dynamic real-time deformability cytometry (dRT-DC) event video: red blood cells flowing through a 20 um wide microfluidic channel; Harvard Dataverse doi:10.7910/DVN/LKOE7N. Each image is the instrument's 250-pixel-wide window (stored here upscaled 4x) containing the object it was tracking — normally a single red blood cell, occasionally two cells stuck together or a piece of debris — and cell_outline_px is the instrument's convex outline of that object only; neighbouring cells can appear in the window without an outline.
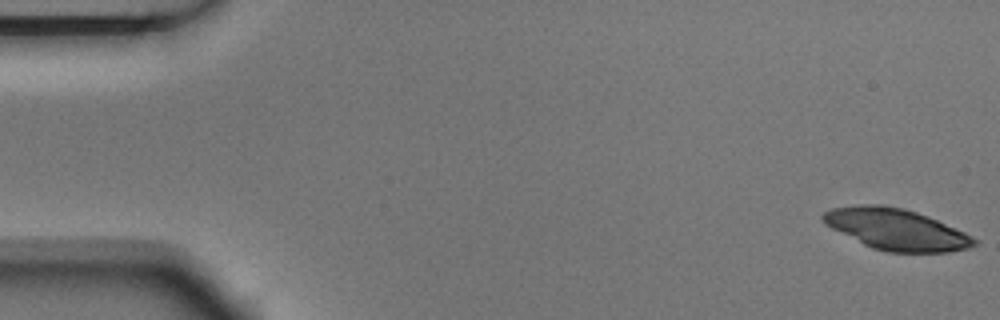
{"species": "Egyptian fruit bat (a non-hibernating species)", "species_latin": "Rousettus aegyptiacus", "temperature_condition": "room temperature", "stored_images_in_passage": 5, "camera_frame_rate_fps": 3000, "um_per_image_px": 0.085, "animal": {"sex": "male"}, "frame": {"image": 1, "passage_image": 1, "time_ms": 0.0, "image_size_px": [1000, 320], "cell_outline_px": [[980, 240], [976, 244], [968, 248], [948, 252], [888, 252], [872, 248], [824, 224], [820, 220], [820, 216], [824, 212], [832, 208], [856, 204], [880, 204], [900, 208], [916, 212], [928, 216], [964, 232]], "centroid_in_image_um": [76.16, 19.48], "position_along_channel_um": 8.8, "area_um2": 36.18}}